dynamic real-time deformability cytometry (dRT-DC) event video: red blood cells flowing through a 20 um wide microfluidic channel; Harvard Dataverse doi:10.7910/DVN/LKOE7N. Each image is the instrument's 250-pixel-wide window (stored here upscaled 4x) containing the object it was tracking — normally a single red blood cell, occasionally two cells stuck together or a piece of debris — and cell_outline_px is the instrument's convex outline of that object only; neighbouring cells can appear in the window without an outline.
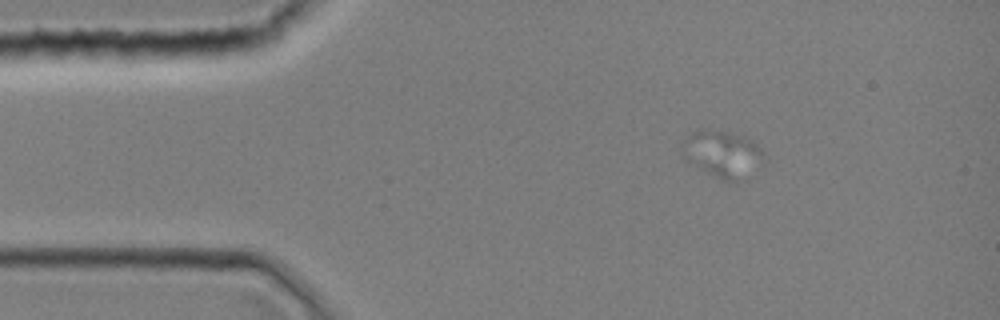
{"species": "common noctule bat (a hibernating species)", "species_latin": "Nyctalus noctula", "temperature_condition": "room temperature", "stored_images_in_passage": 1, "camera_frame_rate_fps": 3000, "um_per_image_px": 0.085, "animal": {"sex": "female", "body_mass_g": 19.0, "forearm_length_mm": 51.5}, "frame": {"image": 1, "passage_image": 1, "time_ms": 0.0, "image_size_px": [1000, 320], "cell_outline_px": [[768, 160], [732, 184], [720, 180], [680, 156], [680, 144], [692, 132], [728, 132], [744, 136], [752, 140], [764, 152]], "centroid_in_image_um": [61.43, 13.12], "position_along_channel_um": 23.6, "area_um2": 22.14}}